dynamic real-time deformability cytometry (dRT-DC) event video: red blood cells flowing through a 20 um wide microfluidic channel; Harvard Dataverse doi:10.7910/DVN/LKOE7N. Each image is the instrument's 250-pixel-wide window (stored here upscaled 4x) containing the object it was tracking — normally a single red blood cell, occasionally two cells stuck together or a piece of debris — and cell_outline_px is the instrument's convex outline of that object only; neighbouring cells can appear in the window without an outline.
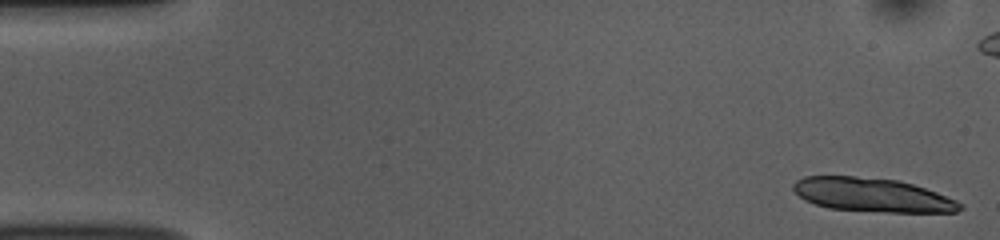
{"species": "common noctule bat (a hibernating species)", "species_latin": "Nyctalus noctula", "temperature_condition": "room temperature", "stored_images_in_passage": 14, "camera_frame_rate_fps": 3000, "um_per_image_px": 0.085, "animal": {"sex": "female", "body_mass_g": 10.0, "forearm_length_mm": 53.1}, "frame": {"image": 1, "passage_image": 1, "time_ms": 0.0, "image_size_px": [1000, 240], "cell_outline_px": [[964, 208], [956, 212], [888, 212], [828, 208], [804, 200], [792, 188], [792, 184], [796, 180], [804, 176], [856, 176], [896, 180], [912, 184], [936, 192], [956, 200], [964, 204]], "centroid_in_image_um": [74.15, 16.57], "position_along_channel_um": 10.9, "area_um2": 32.77}}